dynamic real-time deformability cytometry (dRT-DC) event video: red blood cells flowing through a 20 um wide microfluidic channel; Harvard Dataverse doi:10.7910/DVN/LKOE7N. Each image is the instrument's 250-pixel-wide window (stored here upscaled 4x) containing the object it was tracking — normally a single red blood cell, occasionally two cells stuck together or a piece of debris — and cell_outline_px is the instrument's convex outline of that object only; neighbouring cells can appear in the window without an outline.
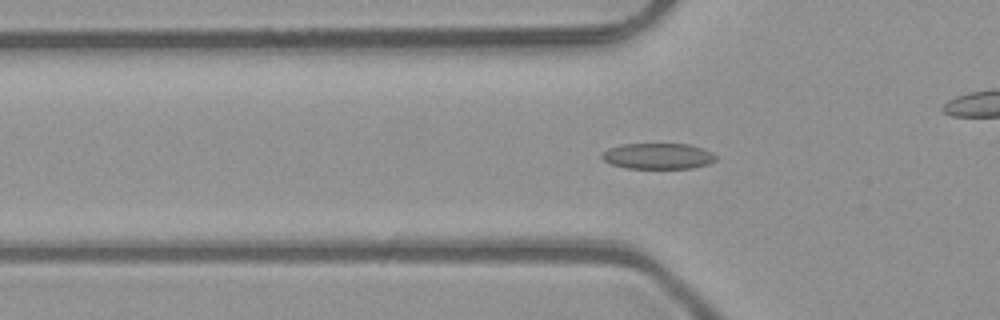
{"species": "common noctule bat (a hibernating species)", "species_latin": "Nyctalus noctula", "temperature_condition": "room temperature", "stored_images_in_passage": 52, "camera_frame_rate_fps": 3000, "um_per_image_px": 0.085, "animal": {"sex": "male", "body_mass_g": 23.1, "forearm_length_mm": 52.7}, "frame": {"image": 1, "passage_image": 17, "time_ms": 5.333, "image_size_px": [1000, 320], "cell_outline_px": [[716, 160], [708, 164], [692, 168], [628, 168], [608, 164], [600, 156], [608, 148], [620, 144], [688, 144], [704, 148], [712, 152], [716, 156]], "centroid_in_image_um": [55.92, 13.26], "position_along_channel_um": 69.9, "area_um2": 17.28}}
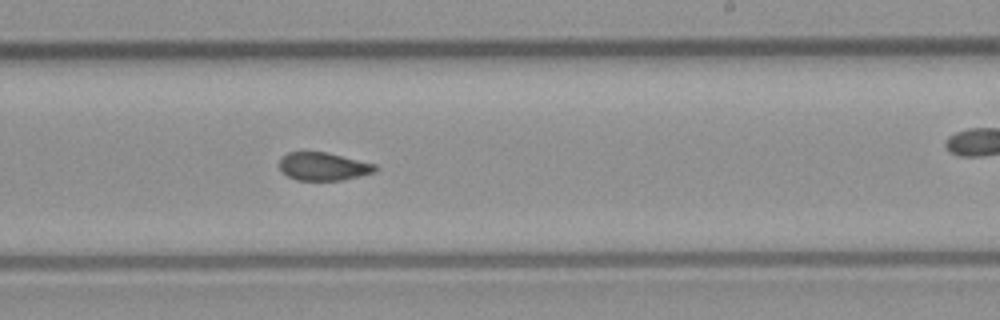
{"frame": {"image": 2, "passage_image": 31, "time_ms": 10.0, "image_size_px": [1000, 320], "cell_outline_px": [[380, 168], [376, 172], [340, 180], [296, 180], [288, 176], [280, 168], [280, 160], [288, 152], [328, 152], [376, 164]], "centroid_in_image_um": [27.54, 14.14], "position_along_channel_um": 261.5, "area_um2": 15.61}}
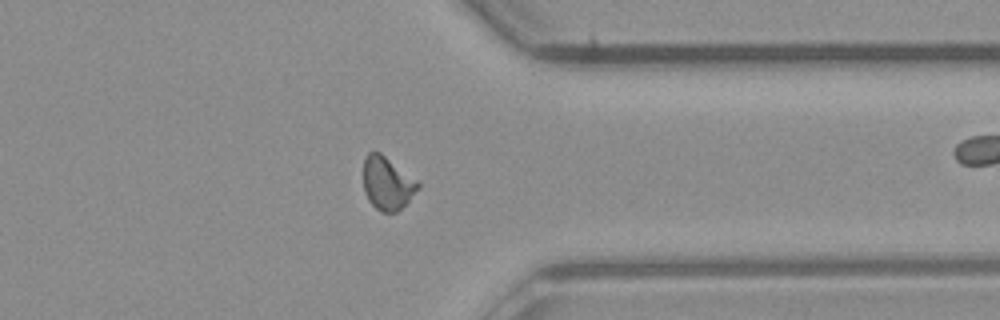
{"frame": {"image": 3, "passage_image": 40, "time_ms": 13.0, "image_size_px": [1000, 320], "cell_outline_px": [[420, 188], [396, 212], [380, 212], [368, 200], [364, 192], [364, 156], [368, 152], [380, 152], [416, 180], [420, 184]], "centroid_in_image_um": [32.89, 15.57], "position_along_channel_um": 378.5, "area_um2": 16.65}, "authors_computed_cell_mechanics": {"area_um2": 16.6464, "velocity_mm_per_s": 4.0895, "shape_relaxation_time_tau1_ms": null, "shape_relaxation_time_tau2_ms": 2.2876, "deformation_change_tau1": null, "deformation_change_tau2": 0.0779}}